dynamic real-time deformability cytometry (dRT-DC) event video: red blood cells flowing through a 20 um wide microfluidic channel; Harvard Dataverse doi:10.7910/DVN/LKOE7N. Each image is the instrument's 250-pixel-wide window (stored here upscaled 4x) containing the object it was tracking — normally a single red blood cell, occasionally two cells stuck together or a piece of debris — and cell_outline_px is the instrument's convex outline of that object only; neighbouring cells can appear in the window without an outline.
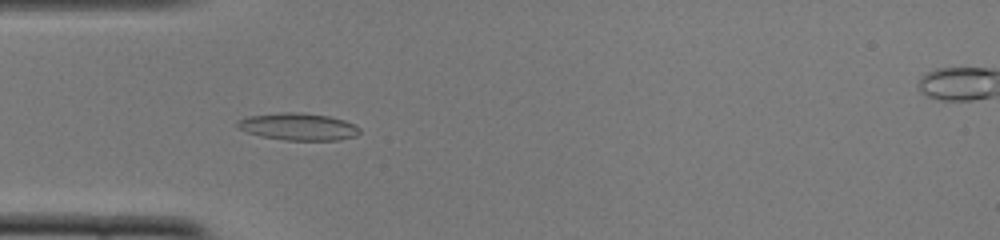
{"species": "common noctule bat (a hibernating species)", "species_latin": "Nyctalus noctula", "temperature_condition": "cold", "stored_images_in_passage": 52, "camera_frame_rate_fps": 3000, "um_per_image_px": 0.085, "animal": {"sex": "female", "body_mass_g": 22.0, "forearm_length_mm": 56.7}, "frame": {"image": 1, "passage_image": 16, "time_ms": 5.0, "image_size_px": [1000, 240], "cell_outline_px": [[360, 132], [356, 136], [336, 140], [284, 140], [260, 136], [248, 132], [240, 128], [236, 124], [236, 120], [248, 116], [280, 112], [300, 112], [328, 116], [344, 120], [360, 128]], "centroid_in_image_um": [25.33, 10.76], "position_along_channel_um": 59.7, "area_um2": 19.31}}
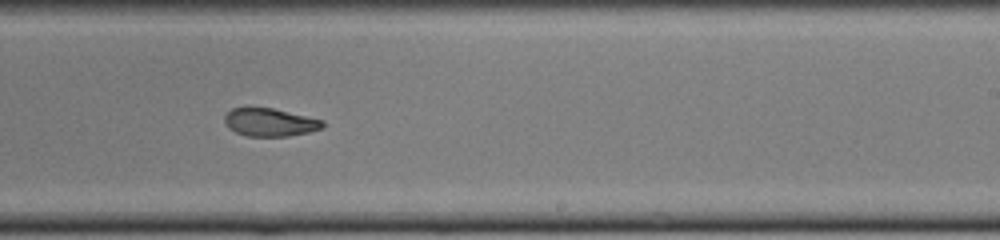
{"frame": {"image": 2, "passage_image": 32, "time_ms": 10.333, "image_size_px": [1000, 240], "cell_outline_px": [[324, 128], [308, 132], [288, 136], [248, 136], [236, 132], [228, 128], [224, 124], [224, 116], [232, 108], [272, 108], [324, 120]], "centroid_in_image_um": [22.94, 10.4], "position_along_channel_um": 266.1, "area_um2": 15.95}}
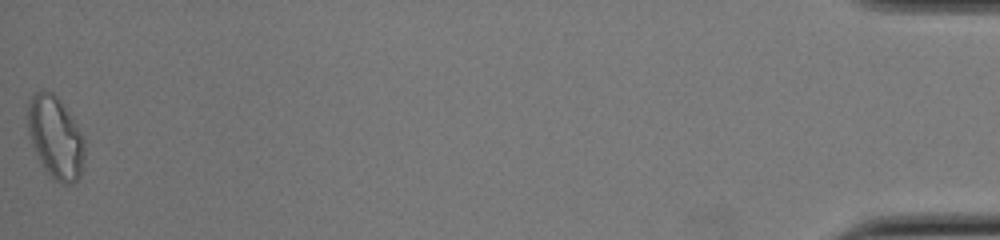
{"frame": {"image": 3, "passage_image": 52, "time_ms": 17.0, "image_size_px": [1000, 240], "cell_outline_px": [[84, 156], [80, 176], [72, 184], [64, 184], [56, 180], [44, 168], [32, 144], [28, 132], [28, 104], [32, 96], [36, 92], [44, 88], [52, 92], [60, 100], [84, 136]], "centroid_in_image_um": [4.72, 11.65], "position_along_channel_um": 430.5, "area_um2": 26.93}, "authors_computed_cell_mechanics": {"area_um2": 18.0336, "velocity_mm_per_s": 3.9152, "shape_relaxation_time_tau1_ms": null, "shape_relaxation_time_tau2_ms": 5.1439, "deformation_change_tau1": null, "deformation_change_tau2": 0.1246}}